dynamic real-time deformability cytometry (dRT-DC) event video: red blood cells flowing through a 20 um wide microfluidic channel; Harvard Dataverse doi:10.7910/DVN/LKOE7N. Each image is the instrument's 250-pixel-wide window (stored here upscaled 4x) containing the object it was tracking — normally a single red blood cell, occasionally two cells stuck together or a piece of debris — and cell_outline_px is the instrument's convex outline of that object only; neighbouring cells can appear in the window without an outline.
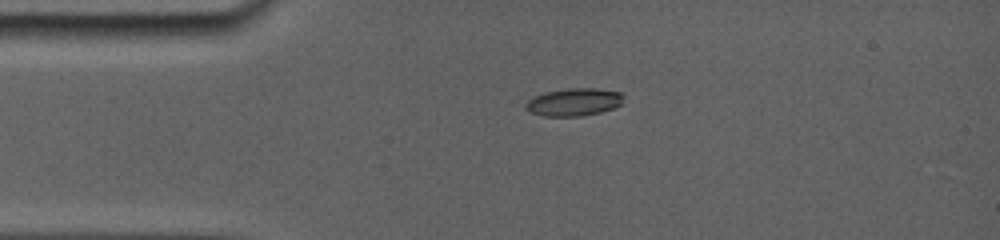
{"species": "common noctule bat (a hibernating species)", "species_latin": "Nyctalus noctula", "temperature_condition": "room temperature", "stored_images_in_passage": 2, "camera_frame_rate_fps": 5000, "um_per_image_px": 0.085, "animal": {"sex": "female", "body_mass_g": 19.0, "forearm_length_mm": 56.7}, "frame": {"image": 1, "passage_image": 1, "time_ms": 0.0, "image_size_px": [1000, 240], "cell_outline_px": [[624, 96], [620, 104], [612, 108], [600, 112], [580, 116], [544, 116], [532, 112], [524, 104], [532, 96], [544, 92], [568, 88], [596, 88], [620, 92]], "centroid_in_image_um": [48.77, 8.66], "position_along_channel_um": 36.2, "area_um2": 15.66}}